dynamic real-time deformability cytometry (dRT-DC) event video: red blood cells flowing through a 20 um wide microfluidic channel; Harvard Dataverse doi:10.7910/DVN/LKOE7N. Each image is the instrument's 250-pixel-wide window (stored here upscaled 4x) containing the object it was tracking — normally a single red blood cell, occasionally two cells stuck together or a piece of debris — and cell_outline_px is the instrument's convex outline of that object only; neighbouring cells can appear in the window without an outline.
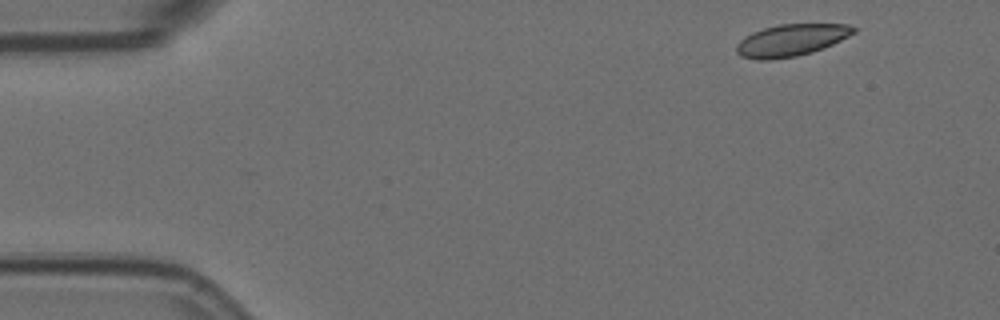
{"species": "Egyptian fruit bat (a non-hibernating species)", "species_latin": "Rousettus aegyptiacus", "temperature_condition": "room temperature", "stored_images_in_passage": 4, "camera_frame_rate_fps": 3000, "um_per_image_px": 0.085, "animal": {"sex": "female"}, "frame": {"image": 1, "passage_image": 1, "time_ms": 0.0, "image_size_px": [1000, 320], "cell_outline_px": [[856, 32], [824, 48], [812, 52], [796, 56], [768, 60], [756, 60], [740, 56], [736, 52], [736, 44], [740, 40], [752, 32], [764, 28], [780, 24], [848, 24], [856, 28]], "centroid_in_image_um": [67.23, 3.42], "position_along_channel_um": 17.8, "area_um2": 21.79}}
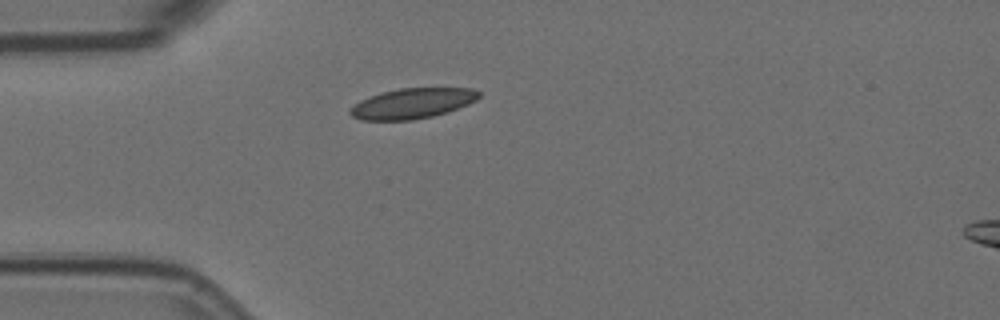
{"frame": {"image": 2, "passage_image": 4, "time_ms": 1.0, "image_size_px": [1000, 320], "cell_outline_px": [[480, 96], [476, 100], [468, 104], [448, 112], [432, 116], [412, 120], [360, 120], [352, 116], [348, 112], [360, 100], [368, 96], [380, 92], [400, 88], [472, 88], [480, 92]], "centroid_in_image_um": [35.05, 8.78], "position_along_channel_um": 50.0, "area_um2": 22.77}}